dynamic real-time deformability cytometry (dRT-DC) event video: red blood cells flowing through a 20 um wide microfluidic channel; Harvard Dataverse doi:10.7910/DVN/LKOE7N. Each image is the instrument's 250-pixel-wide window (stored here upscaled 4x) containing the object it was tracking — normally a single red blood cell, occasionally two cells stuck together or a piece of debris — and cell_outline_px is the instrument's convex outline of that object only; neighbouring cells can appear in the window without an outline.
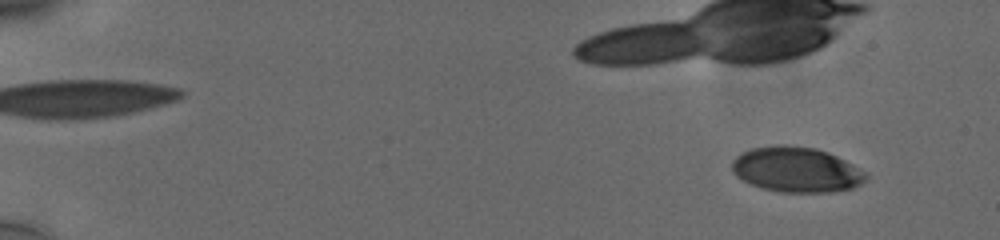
{"species": "human", "species_latin": "Homo sapiens", "temperature_condition": "cold", "stored_images_in_passage": 42, "camera_frame_rate_fps": 3000, "um_per_image_px": 0.085, "donor": {"sex": "male"}, "frame": {"image": 1, "passage_image": 5, "time_ms": 1.333, "image_size_px": [1000, 240], "cell_outline_px": [[868, 176], [860, 184], [852, 188], [832, 192], [780, 192], [764, 188], [752, 184], [736, 176], [732, 172], [732, 160], [740, 152], [752, 148], [776, 144], [784, 144], [816, 148], [828, 152], [852, 164], [864, 172]], "centroid_in_image_um": [67.66, 14.4], "position_along_channel_um": 17.3, "area_um2": 35.26}}
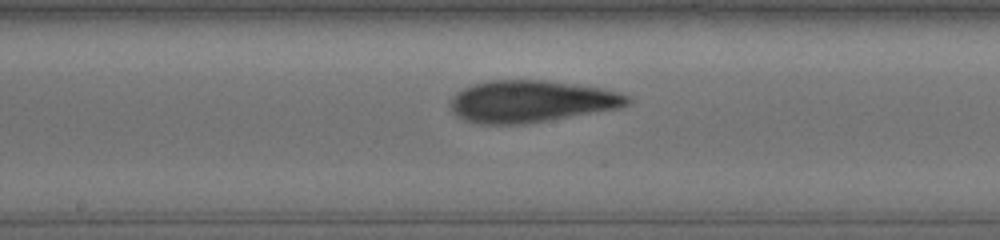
{"frame": {"image": 2, "passage_image": 27, "time_ms": 8.667, "image_size_px": [1000, 240], "cell_outline_px": [[632, 100], [628, 104], [616, 108], [520, 124], [480, 124], [464, 120], [456, 116], [452, 112], [452, 100], [464, 88], [472, 84], [492, 80], [544, 80], [600, 88], [616, 92], [628, 96]], "centroid_in_image_um": [45.1, 8.61], "position_along_channel_um": 203.1, "area_um2": 42.25}}
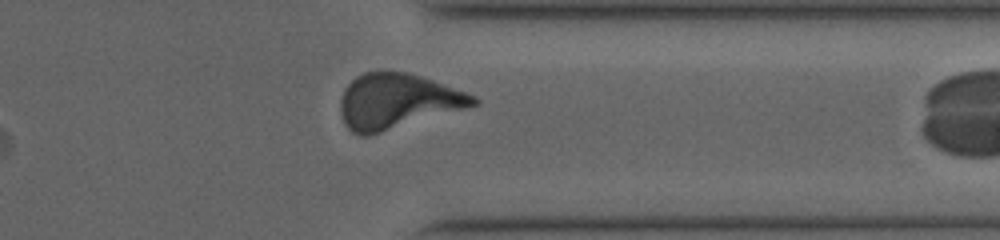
{"frame": {"image": 3, "passage_image": 41, "time_ms": 13.333, "image_size_px": [1000, 240], "cell_outline_px": [[480, 104], [368, 136], [360, 136], [352, 132], [344, 124], [340, 112], [340, 100], [344, 88], [356, 76], [364, 72], [408, 72], [432, 80], [476, 96], [480, 100]], "centroid_in_image_um": [33.74, 8.62], "position_along_channel_um": 377.7, "area_um2": 42.54}}